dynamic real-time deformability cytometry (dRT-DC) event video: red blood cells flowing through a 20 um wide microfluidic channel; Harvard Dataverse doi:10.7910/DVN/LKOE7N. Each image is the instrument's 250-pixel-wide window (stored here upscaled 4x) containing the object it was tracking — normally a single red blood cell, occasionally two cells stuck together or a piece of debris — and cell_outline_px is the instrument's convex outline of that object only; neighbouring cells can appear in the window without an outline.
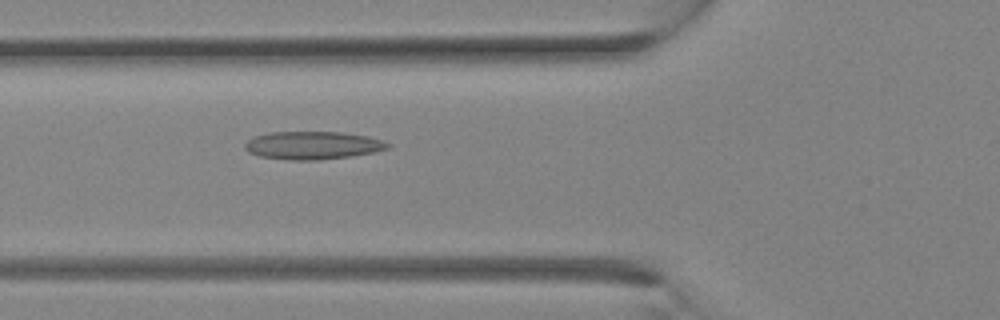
{"species": "Egyptian fruit bat (a non-hibernating species)", "species_latin": "Rousettus aegyptiacus", "temperature_condition": "room temperature", "stored_images_in_passage": 10, "camera_frame_rate_fps": 3000, "um_per_image_px": 0.085, "animal": {"sex": "female"}, "frame": {"image": 1, "passage_image": 10, "time_ms": 3.0, "image_size_px": [1000, 320], "cell_outline_px": [[392, 144], [388, 148], [372, 152], [352, 156], [320, 160], [292, 160], [260, 156], [248, 152], [244, 148], [244, 144], [252, 136], [272, 132], [340, 132], [368, 136]], "centroid_in_image_um": [26.55, 12.35], "position_along_channel_um": 99.2, "area_um2": 23.24}}